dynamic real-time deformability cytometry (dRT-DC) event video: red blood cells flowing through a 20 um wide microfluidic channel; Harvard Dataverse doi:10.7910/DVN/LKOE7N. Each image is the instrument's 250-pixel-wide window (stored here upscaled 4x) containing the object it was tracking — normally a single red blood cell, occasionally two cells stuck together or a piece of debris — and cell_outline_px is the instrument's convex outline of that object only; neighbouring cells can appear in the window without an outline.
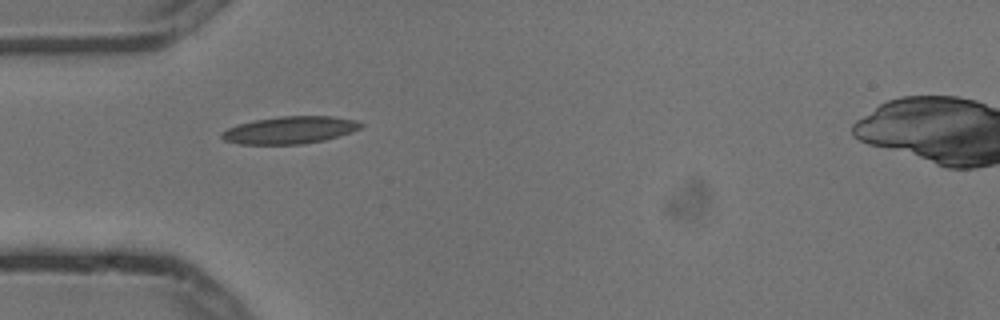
{"species": "common noctule bat (a hibernating species)", "species_latin": "Nyctalus noctula", "temperature_condition": "cold", "stored_images_in_passage": 4, "camera_frame_rate_fps": 3000, "um_per_image_px": 0.085, "animal": {"sex": "male", "body_mass_g": 13.3}, "frame": {"image": 1, "passage_image": 1, "time_ms": 0.0, "image_size_px": [1000, 320], "cell_outline_px": [[364, 124], [360, 128], [352, 132], [324, 140], [304, 144], [240, 144], [224, 140], [220, 136], [220, 132], [236, 124], [256, 120], [280, 116], [332, 116], [356, 120]], "centroid_in_image_um": [24.63, 11.05], "position_along_channel_um": 60.4, "area_um2": 22.2}}
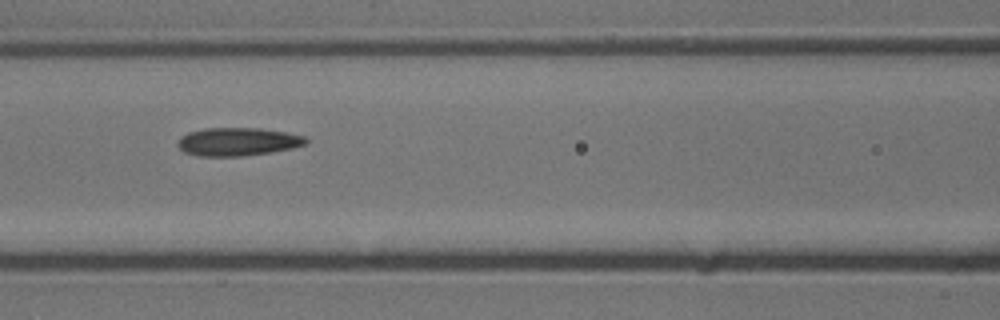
{"frame": {"image": 2, "passage_image": 3, "time_ms": 0.667, "image_size_px": [1000, 320], "cell_outline_px": [[308, 144], [292, 148], [244, 156], [200, 156], [184, 152], [176, 144], [180, 136], [188, 132], [204, 128], [260, 128], [284, 132], [304, 136], [308, 140]], "centroid_in_image_um": [20.18, 12.04], "position_along_channel_um": 146.4, "area_um2": 21.04}}
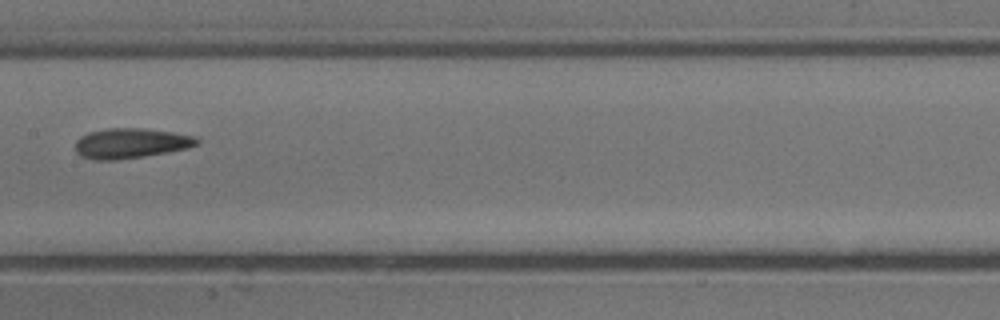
{"frame": {"image": 3, "passage_image": 4, "time_ms": 1.0, "image_size_px": [1000, 320], "cell_outline_px": [[200, 144], [188, 148], [168, 152], [116, 160], [96, 160], [80, 156], [76, 152], [76, 140], [80, 136], [88, 132], [108, 128], [144, 128], [172, 132], [196, 136], [200, 140]], "centroid_in_image_um": [11.13, 12.17], "position_along_channel_um": 196.3, "area_um2": 21.44}}